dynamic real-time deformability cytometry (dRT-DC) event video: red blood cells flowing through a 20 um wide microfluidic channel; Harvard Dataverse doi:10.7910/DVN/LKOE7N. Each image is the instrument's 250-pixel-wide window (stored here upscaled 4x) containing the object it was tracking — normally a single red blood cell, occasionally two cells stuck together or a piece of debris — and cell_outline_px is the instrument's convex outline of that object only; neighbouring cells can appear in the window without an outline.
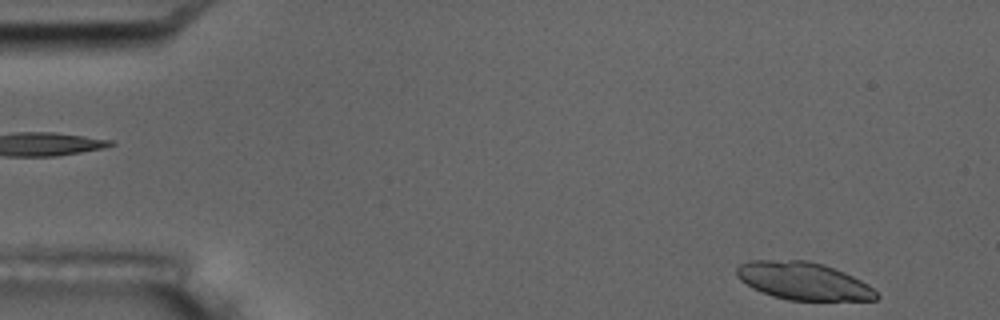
{"species": "common noctule bat (a hibernating species)", "species_latin": "Nyctalus noctula", "temperature_condition": "room temperature", "stored_images_in_passage": 6, "segment_of_instrument_passage": [2, 2], "camera_frame_rate_fps": 3000, "um_per_image_px": 0.085, "animal": {"sex": "male", "body_mass_g": 17.5, "forearm_length_mm": 52.3}, "frame": {"image": 1, "passage_image": 6, "time_ms": 6.0, "image_size_px": [1000, 320], "cell_outline_px": [[880, 296], [876, 300], [788, 300], [772, 296], [752, 288], [740, 280], [736, 276], [736, 268], [740, 264], [752, 260], [804, 260], [824, 264], [844, 272], [868, 284]], "centroid_in_image_um": [68.27, 23.88], "position_along_channel_um": 16.7, "area_um2": 30.63}}